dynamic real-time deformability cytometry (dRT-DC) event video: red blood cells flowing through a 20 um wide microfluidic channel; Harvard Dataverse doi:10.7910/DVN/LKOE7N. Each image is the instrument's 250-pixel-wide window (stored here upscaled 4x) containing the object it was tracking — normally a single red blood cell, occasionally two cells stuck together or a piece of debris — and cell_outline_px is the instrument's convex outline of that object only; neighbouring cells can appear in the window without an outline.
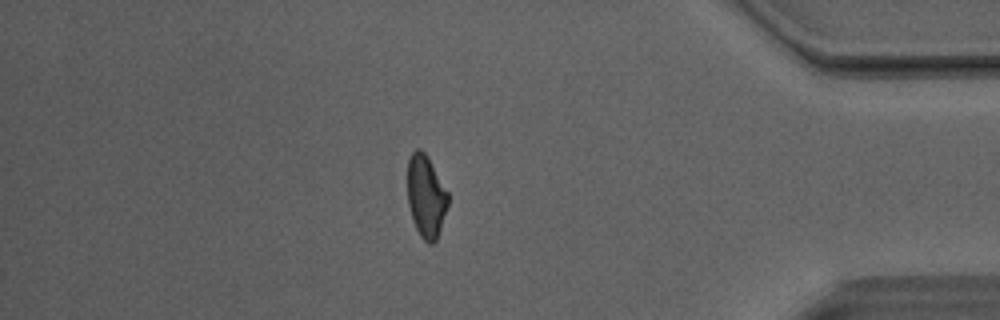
{"species": "Egyptian fruit bat (a non-hibernating species)", "species_latin": "Rousettus aegyptiacus", "temperature_condition": "room temperature", "stored_images_in_passage": 33, "camera_frame_rate_fps": 3000, "um_per_image_px": 0.085, "animal": {"sex": "male"}, "frame": {"image": 1, "passage_image": 33, "time_ms": 10.667, "image_size_px": [1000, 320], "cell_outline_px": [[448, 204], [436, 240], [432, 244], [428, 244], [420, 236], [412, 220], [408, 204], [408, 160], [412, 152], [416, 148], [420, 148], [428, 156], [448, 192]], "centroid_in_image_um": [36.2, 16.67], "position_along_channel_um": 399.0, "area_um2": 19.42}, "authors_computed_cell_mechanics": {"area_um2": 20.4612, "velocity_mm_per_s": 4.1014, "shape_relaxation_time_tau1_ms": 5.1877, "shape_relaxation_time_tau2_ms": 1.8148, "deformation_change_tau1": 0.1652, "deformation_change_tau2": 0.087}}